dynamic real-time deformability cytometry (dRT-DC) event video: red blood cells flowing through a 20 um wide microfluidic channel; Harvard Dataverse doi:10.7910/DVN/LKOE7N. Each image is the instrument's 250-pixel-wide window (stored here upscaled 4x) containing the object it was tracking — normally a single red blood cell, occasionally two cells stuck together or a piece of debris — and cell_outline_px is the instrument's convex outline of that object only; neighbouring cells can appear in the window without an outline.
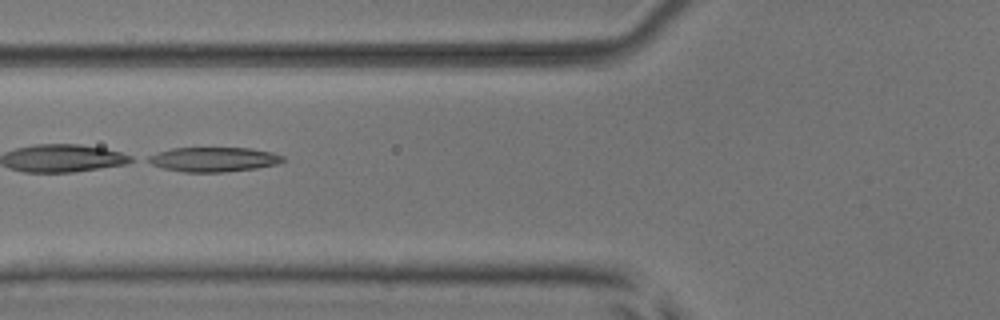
{"species": "common noctule bat (a hibernating species)", "species_latin": "Nyctalus noctula", "temperature_condition": "room temperature", "stored_images_in_passage": 5, "camera_frame_rate_fps": 3000, "um_per_image_px": 0.085, "animal": {"sex": "male", "body_mass_g": 17.9, "forearm_length_mm": 54.2}, "frame": {"image": 1, "passage_image": 4, "time_ms": 3.667, "image_size_px": [1000, 320], "cell_outline_px": [[284, 160], [276, 164], [256, 168], [224, 172], [184, 172], [164, 168], [152, 164], [144, 160], [148, 156], [156, 152], [172, 148], [252, 148], [272, 152], [284, 156]], "centroid_in_image_um": [18.13, 13.54], "position_along_channel_um": 107.7, "area_um2": 19.31}}